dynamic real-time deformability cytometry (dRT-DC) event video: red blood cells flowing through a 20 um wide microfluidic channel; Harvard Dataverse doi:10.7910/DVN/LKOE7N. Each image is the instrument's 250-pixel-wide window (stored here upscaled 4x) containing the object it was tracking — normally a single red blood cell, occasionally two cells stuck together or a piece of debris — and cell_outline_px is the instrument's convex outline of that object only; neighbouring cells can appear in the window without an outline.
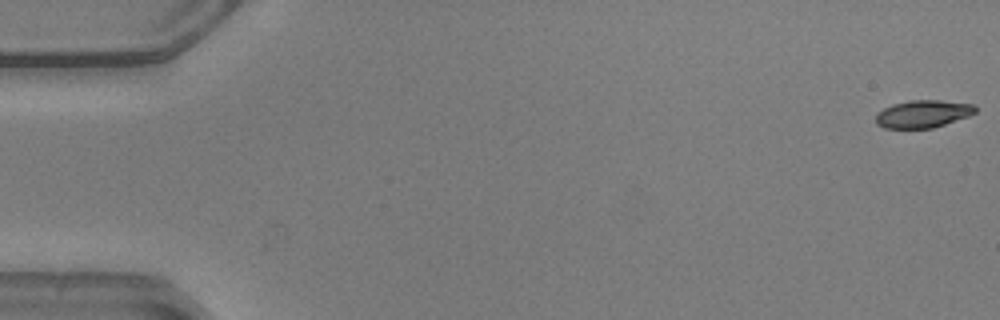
{"species": "common noctule bat (a hibernating species)", "species_latin": "Nyctalus noctula", "temperature_condition": "warm", "stored_images_in_passage": 20, "camera_frame_rate_fps": 3000, "um_per_image_px": 0.085, "animal": {"sex": "male", "body_mass_g": 20.5, "forearm_length_mm": 52.5}, "frame": {"image": 1, "passage_image": 1, "time_ms": 0.0, "image_size_px": [1000, 320], "cell_outline_px": [[976, 112], [968, 116], [932, 128], [884, 128], [876, 124], [876, 116], [884, 108], [892, 104], [908, 100], [940, 100], [972, 104], [976, 108]], "centroid_in_image_um": [78.43, 9.67], "position_along_channel_um": 6.6, "area_um2": 15.84}}
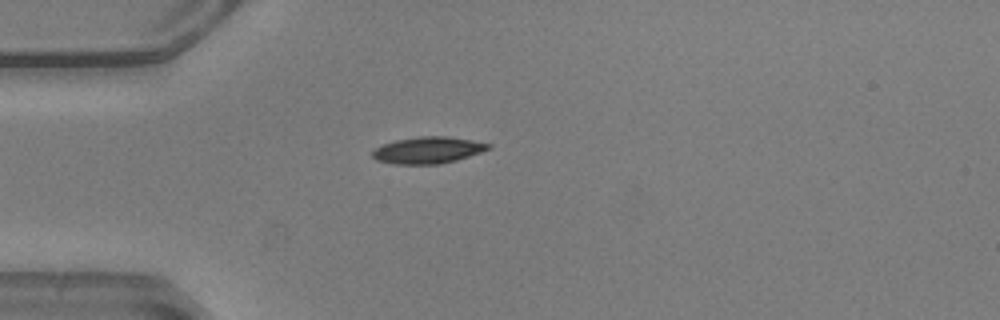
{"frame": {"image": 2, "passage_image": 15, "time_ms": 4.667, "image_size_px": [1000, 320], "cell_outline_px": [[492, 148], [456, 160], [440, 164], [392, 164], [376, 160], [372, 156], [372, 152], [376, 148], [384, 144], [396, 140], [420, 136], [448, 136], [472, 140], [492, 144]], "centroid_in_image_um": [36.38, 12.76], "position_along_channel_um": 48.6, "area_um2": 17.98}}